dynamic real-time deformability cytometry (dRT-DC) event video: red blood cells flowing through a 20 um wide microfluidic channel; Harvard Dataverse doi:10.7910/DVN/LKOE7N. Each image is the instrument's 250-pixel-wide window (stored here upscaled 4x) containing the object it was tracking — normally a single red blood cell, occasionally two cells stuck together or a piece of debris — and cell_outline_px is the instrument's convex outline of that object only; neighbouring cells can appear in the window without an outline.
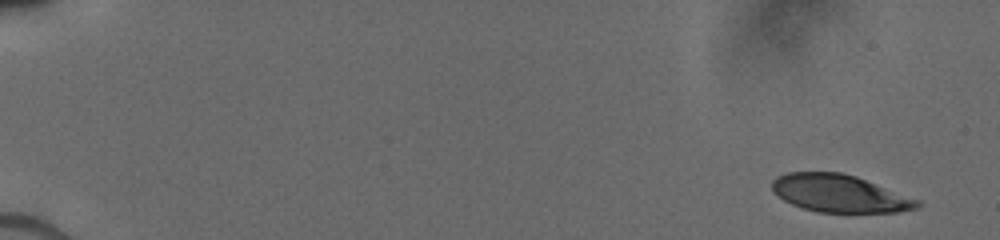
{"species": "human", "species_latin": "Homo sapiens", "temperature_condition": "cold", "stored_images_in_passage": 10, "camera_frame_rate_fps": 3000, "um_per_image_px": 0.085, "donor": {"sex": "male"}, "frame": {"image": 1, "passage_image": 1, "time_ms": 0.0, "image_size_px": [1000, 240], "cell_outline_px": [[920, 208], [896, 212], [816, 212], [792, 204], [784, 200], [772, 192], [772, 180], [776, 176], [788, 172], [840, 172], [856, 176], [920, 200]], "centroid_in_image_um": [71.35, 16.44], "position_along_channel_um": 13.6, "area_um2": 31.79}}
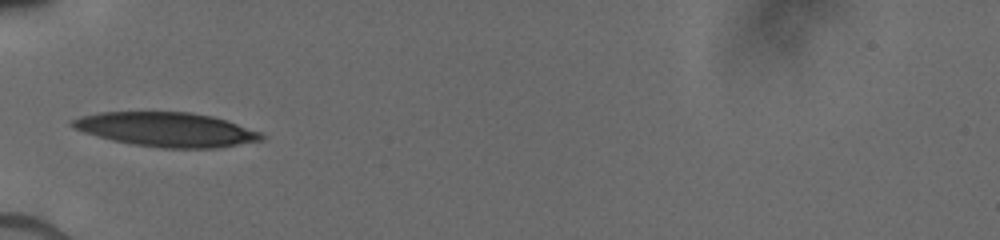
{"frame": {"image": 2, "passage_image": 9, "time_ms": 5.667, "image_size_px": [1000, 240], "cell_outline_px": [[264, 140], [216, 148], [160, 148], [132, 144], [112, 140], [96, 136], [72, 128], [68, 124], [72, 120], [80, 116], [100, 112], [188, 112], [212, 116], [228, 120], [264, 132]], "centroid_in_image_um": [14.17, 11.01], "position_along_channel_um": 70.8, "area_um2": 38.15}}